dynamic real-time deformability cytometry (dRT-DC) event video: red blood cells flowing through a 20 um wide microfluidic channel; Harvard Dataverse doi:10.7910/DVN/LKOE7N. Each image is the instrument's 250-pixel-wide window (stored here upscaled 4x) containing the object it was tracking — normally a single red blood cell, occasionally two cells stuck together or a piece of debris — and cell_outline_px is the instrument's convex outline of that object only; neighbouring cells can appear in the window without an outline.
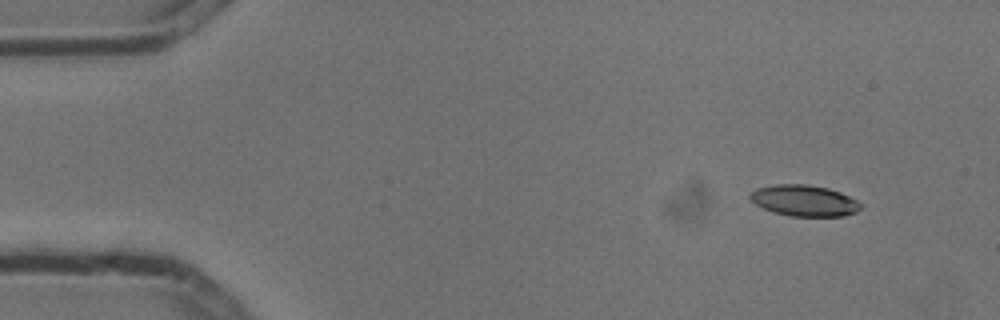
{"species": "common noctule bat (a hibernating species)", "species_latin": "Nyctalus noctula", "temperature_condition": "cold", "stored_images_in_passage": 3, "camera_frame_rate_fps": 3000, "um_per_image_px": 0.085, "animal": {"sex": "male", "body_mass_g": 13.3}, "frame": {"image": 1, "passage_image": 1, "time_ms": 0.0, "image_size_px": [1000, 320], "cell_outline_px": [[860, 208], [856, 212], [844, 216], [788, 216], [772, 212], [756, 204], [748, 196], [756, 188], [776, 184], [808, 184], [828, 188], [840, 192], [856, 200], [860, 204]], "centroid_in_image_um": [68.34, 17.05], "position_along_channel_um": 16.7, "area_um2": 20.0}}